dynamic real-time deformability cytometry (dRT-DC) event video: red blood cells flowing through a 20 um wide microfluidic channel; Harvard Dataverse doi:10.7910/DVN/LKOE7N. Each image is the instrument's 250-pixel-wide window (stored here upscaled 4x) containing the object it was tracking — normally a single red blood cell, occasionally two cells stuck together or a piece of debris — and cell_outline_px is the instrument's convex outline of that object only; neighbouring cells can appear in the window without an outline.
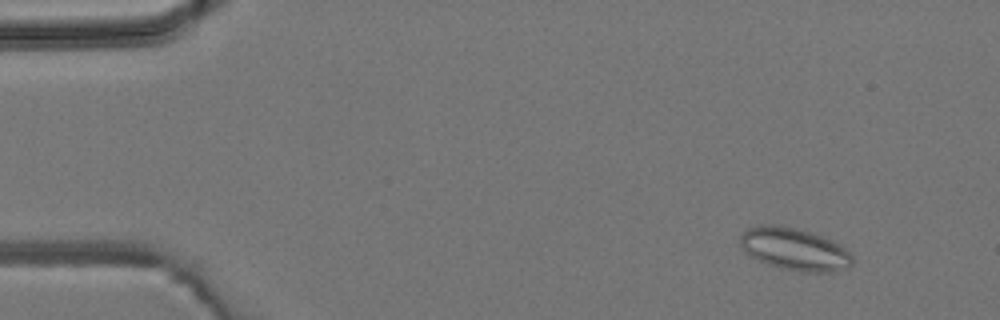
{"species": "common noctule bat (a hibernating species)", "species_latin": "Nyctalus noctula", "temperature_condition": "room temperature", "stored_images_in_passage": 3, "camera_frame_rate_fps": 3000, "um_per_image_px": 0.085, "animal": {"sex": "male", "body_mass_g": 19.2, "forearm_length_mm": 51.8}, "frame": {"image": 1, "passage_image": 1, "time_ms": 0.0, "image_size_px": [1000, 320], "cell_outline_px": [[852, 264], [848, 268], [836, 272], [800, 272], [780, 268], [768, 264], [744, 252], [740, 248], [740, 236], [748, 228], [760, 224], [780, 224], [796, 228], [832, 240], [844, 248], [852, 256]], "centroid_in_image_um": [67.51, 21.18], "position_along_channel_um": 17.5, "area_um2": 27.8}}